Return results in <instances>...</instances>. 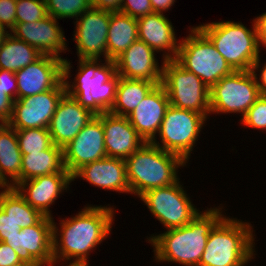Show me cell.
Instances as JSON below:
<instances>
[{
  "instance_id": "8d00e7d4",
  "label": "cell",
  "mask_w": 266,
  "mask_h": 266,
  "mask_svg": "<svg viewBox=\"0 0 266 266\" xmlns=\"http://www.w3.org/2000/svg\"><path fill=\"white\" fill-rule=\"evenodd\" d=\"M17 0H0V24L11 31L16 23Z\"/></svg>"
},
{
  "instance_id": "e575fe53",
  "label": "cell",
  "mask_w": 266,
  "mask_h": 266,
  "mask_svg": "<svg viewBox=\"0 0 266 266\" xmlns=\"http://www.w3.org/2000/svg\"><path fill=\"white\" fill-rule=\"evenodd\" d=\"M244 128L266 131V97L260 96L240 120Z\"/></svg>"
},
{
  "instance_id": "f546056e",
  "label": "cell",
  "mask_w": 266,
  "mask_h": 266,
  "mask_svg": "<svg viewBox=\"0 0 266 266\" xmlns=\"http://www.w3.org/2000/svg\"><path fill=\"white\" fill-rule=\"evenodd\" d=\"M42 55L33 46L9 34L0 46V69L17 72Z\"/></svg>"
},
{
  "instance_id": "4dcf8cb0",
  "label": "cell",
  "mask_w": 266,
  "mask_h": 266,
  "mask_svg": "<svg viewBox=\"0 0 266 266\" xmlns=\"http://www.w3.org/2000/svg\"><path fill=\"white\" fill-rule=\"evenodd\" d=\"M21 154L40 152L53 145L48 128L15 130Z\"/></svg>"
},
{
  "instance_id": "484cf974",
  "label": "cell",
  "mask_w": 266,
  "mask_h": 266,
  "mask_svg": "<svg viewBox=\"0 0 266 266\" xmlns=\"http://www.w3.org/2000/svg\"><path fill=\"white\" fill-rule=\"evenodd\" d=\"M53 173H69L63 163V148L52 145L40 151L22 154L21 181Z\"/></svg>"
},
{
  "instance_id": "4fadbf2b",
  "label": "cell",
  "mask_w": 266,
  "mask_h": 266,
  "mask_svg": "<svg viewBox=\"0 0 266 266\" xmlns=\"http://www.w3.org/2000/svg\"><path fill=\"white\" fill-rule=\"evenodd\" d=\"M23 264L46 266L53 262V218L44 216L37 224L26 227L4 241Z\"/></svg>"
},
{
  "instance_id": "2e32d148",
  "label": "cell",
  "mask_w": 266,
  "mask_h": 266,
  "mask_svg": "<svg viewBox=\"0 0 266 266\" xmlns=\"http://www.w3.org/2000/svg\"><path fill=\"white\" fill-rule=\"evenodd\" d=\"M58 21L48 16L36 22L15 23L10 34L33 46L43 55H52L64 60L60 53L66 54L69 48L64 29L62 30Z\"/></svg>"
},
{
  "instance_id": "e0dca14e",
  "label": "cell",
  "mask_w": 266,
  "mask_h": 266,
  "mask_svg": "<svg viewBox=\"0 0 266 266\" xmlns=\"http://www.w3.org/2000/svg\"><path fill=\"white\" fill-rule=\"evenodd\" d=\"M17 100L54 89L63 80V60L42 55L35 62L15 72Z\"/></svg>"
},
{
  "instance_id": "d4e9b609",
  "label": "cell",
  "mask_w": 266,
  "mask_h": 266,
  "mask_svg": "<svg viewBox=\"0 0 266 266\" xmlns=\"http://www.w3.org/2000/svg\"><path fill=\"white\" fill-rule=\"evenodd\" d=\"M22 154L16 131L8 124L0 130V184L15 187L21 182Z\"/></svg>"
},
{
  "instance_id": "d590c367",
  "label": "cell",
  "mask_w": 266,
  "mask_h": 266,
  "mask_svg": "<svg viewBox=\"0 0 266 266\" xmlns=\"http://www.w3.org/2000/svg\"><path fill=\"white\" fill-rule=\"evenodd\" d=\"M119 12L136 19L154 13L150 0H122Z\"/></svg>"
},
{
  "instance_id": "ac0fdd59",
  "label": "cell",
  "mask_w": 266,
  "mask_h": 266,
  "mask_svg": "<svg viewBox=\"0 0 266 266\" xmlns=\"http://www.w3.org/2000/svg\"><path fill=\"white\" fill-rule=\"evenodd\" d=\"M71 183L70 173H53L21 181L14 188L31 207L44 216L53 217L51 206L64 192L70 190Z\"/></svg>"
},
{
  "instance_id": "277c9868",
  "label": "cell",
  "mask_w": 266,
  "mask_h": 266,
  "mask_svg": "<svg viewBox=\"0 0 266 266\" xmlns=\"http://www.w3.org/2000/svg\"><path fill=\"white\" fill-rule=\"evenodd\" d=\"M225 215L211 230L198 266H247L257 255L254 224Z\"/></svg>"
},
{
  "instance_id": "9a60e30c",
  "label": "cell",
  "mask_w": 266,
  "mask_h": 266,
  "mask_svg": "<svg viewBox=\"0 0 266 266\" xmlns=\"http://www.w3.org/2000/svg\"><path fill=\"white\" fill-rule=\"evenodd\" d=\"M106 157L102 114L95 115L63 148L64 167L71 175L82 166Z\"/></svg>"
},
{
  "instance_id": "ba28073f",
  "label": "cell",
  "mask_w": 266,
  "mask_h": 266,
  "mask_svg": "<svg viewBox=\"0 0 266 266\" xmlns=\"http://www.w3.org/2000/svg\"><path fill=\"white\" fill-rule=\"evenodd\" d=\"M206 121L208 119L203 114L170 105L151 143L180 156L186 163H189L202 129L206 126Z\"/></svg>"
},
{
  "instance_id": "6da1fadb",
  "label": "cell",
  "mask_w": 266,
  "mask_h": 266,
  "mask_svg": "<svg viewBox=\"0 0 266 266\" xmlns=\"http://www.w3.org/2000/svg\"><path fill=\"white\" fill-rule=\"evenodd\" d=\"M113 206L87 204L75 215L59 218V224L52 217L53 262L90 265L91 252L112 234Z\"/></svg>"
},
{
  "instance_id": "ee69618b",
  "label": "cell",
  "mask_w": 266,
  "mask_h": 266,
  "mask_svg": "<svg viewBox=\"0 0 266 266\" xmlns=\"http://www.w3.org/2000/svg\"><path fill=\"white\" fill-rule=\"evenodd\" d=\"M9 34L10 31L7 30L2 24H0V46Z\"/></svg>"
},
{
  "instance_id": "83f0119b",
  "label": "cell",
  "mask_w": 266,
  "mask_h": 266,
  "mask_svg": "<svg viewBox=\"0 0 266 266\" xmlns=\"http://www.w3.org/2000/svg\"><path fill=\"white\" fill-rule=\"evenodd\" d=\"M156 85L152 81L119 77L115 101L109 112L127 117Z\"/></svg>"
},
{
  "instance_id": "9c48e42d",
  "label": "cell",
  "mask_w": 266,
  "mask_h": 266,
  "mask_svg": "<svg viewBox=\"0 0 266 266\" xmlns=\"http://www.w3.org/2000/svg\"><path fill=\"white\" fill-rule=\"evenodd\" d=\"M161 84L171 106L210 118V89L194 73L185 70L175 60H166Z\"/></svg>"
},
{
  "instance_id": "7dc6e473",
  "label": "cell",
  "mask_w": 266,
  "mask_h": 266,
  "mask_svg": "<svg viewBox=\"0 0 266 266\" xmlns=\"http://www.w3.org/2000/svg\"><path fill=\"white\" fill-rule=\"evenodd\" d=\"M19 266H31V265H28V264H23V265H19Z\"/></svg>"
},
{
  "instance_id": "b9f144b4",
  "label": "cell",
  "mask_w": 266,
  "mask_h": 266,
  "mask_svg": "<svg viewBox=\"0 0 266 266\" xmlns=\"http://www.w3.org/2000/svg\"><path fill=\"white\" fill-rule=\"evenodd\" d=\"M122 0H91V6L96 9L119 12Z\"/></svg>"
},
{
  "instance_id": "7402d4cb",
  "label": "cell",
  "mask_w": 266,
  "mask_h": 266,
  "mask_svg": "<svg viewBox=\"0 0 266 266\" xmlns=\"http://www.w3.org/2000/svg\"><path fill=\"white\" fill-rule=\"evenodd\" d=\"M79 178L104 191L130 194L126 162L123 159L106 157L86 164L72 175V182Z\"/></svg>"
},
{
  "instance_id": "8992f818",
  "label": "cell",
  "mask_w": 266,
  "mask_h": 266,
  "mask_svg": "<svg viewBox=\"0 0 266 266\" xmlns=\"http://www.w3.org/2000/svg\"><path fill=\"white\" fill-rule=\"evenodd\" d=\"M251 25L252 29H249L240 21L229 20L202 23L197 27L211 40L234 71H248L262 56L253 20Z\"/></svg>"
},
{
  "instance_id": "52a82bcc",
  "label": "cell",
  "mask_w": 266,
  "mask_h": 266,
  "mask_svg": "<svg viewBox=\"0 0 266 266\" xmlns=\"http://www.w3.org/2000/svg\"><path fill=\"white\" fill-rule=\"evenodd\" d=\"M188 31L189 34L180 40L175 61L185 70L198 76L211 89L234 70L196 25Z\"/></svg>"
},
{
  "instance_id": "d6986e66",
  "label": "cell",
  "mask_w": 266,
  "mask_h": 266,
  "mask_svg": "<svg viewBox=\"0 0 266 266\" xmlns=\"http://www.w3.org/2000/svg\"><path fill=\"white\" fill-rule=\"evenodd\" d=\"M156 56V52L150 46L137 40L114 60L116 73L126 79L147 80L161 84L164 60L161 59L160 65Z\"/></svg>"
},
{
  "instance_id": "f1b7e54d",
  "label": "cell",
  "mask_w": 266,
  "mask_h": 266,
  "mask_svg": "<svg viewBox=\"0 0 266 266\" xmlns=\"http://www.w3.org/2000/svg\"><path fill=\"white\" fill-rule=\"evenodd\" d=\"M0 208L21 229L37 224L44 215L31 207L13 187L0 188Z\"/></svg>"
},
{
  "instance_id": "7bdbcfd3",
  "label": "cell",
  "mask_w": 266,
  "mask_h": 266,
  "mask_svg": "<svg viewBox=\"0 0 266 266\" xmlns=\"http://www.w3.org/2000/svg\"><path fill=\"white\" fill-rule=\"evenodd\" d=\"M177 0H150L153 12L165 14L172 9Z\"/></svg>"
},
{
  "instance_id": "60d3db41",
  "label": "cell",
  "mask_w": 266,
  "mask_h": 266,
  "mask_svg": "<svg viewBox=\"0 0 266 266\" xmlns=\"http://www.w3.org/2000/svg\"><path fill=\"white\" fill-rule=\"evenodd\" d=\"M259 47L266 49V12L253 19Z\"/></svg>"
},
{
  "instance_id": "74e56055",
  "label": "cell",
  "mask_w": 266,
  "mask_h": 266,
  "mask_svg": "<svg viewBox=\"0 0 266 266\" xmlns=\"http://www.w3.org/2000/svg\"><path fill=\"white\" fill-rule=\"evenodd\" d=\"M20 230L21 228L0 208V242H4L8 237H13Z\"/></svg>"
},
{
  "instance_id": "f6af8a7d",
  "label": "cell",
  "mask_w": 266,
  "mask_h": 266,
  "mask_svg": "<svg viewBox=\"0 0 266 266\" xmlns=\"http://www.w3.org/2000/svg\"><path fill=\"white\" fill-rule=\"evenodd\" d=\"M56 265L58 266L57 262H52L51 264L46 265V266H56ZM60 265L61 266H89L87 264H73V263H66V265H65V263L64 264L63 263H60Z\"/></svg>"
},
{
  "instance_id": "44dd1931",
  "label": "cell",
  "mask_w": 266,
  "mask_h": 266,
  "mask_svg": "<svg viewBox=\"0 0 266 266\" xmlns=\"http://www.w3.org/2000/svg\"><path fill=\"white\" fill-rule=\"evenodd\" d=\"M138 40L145 42L157 54L162 52V59L175 60L180 40L175 27L164 14L151 13L137 19Z\"/></svg>"
},
{
  "instance_id": "cb8c5ba5",
  "label": "cell",
  "mask_w": 266,
  "mask_h": 266,
  "mask_svg": "<svg viewBox=\"0 0 266 266\" xmlns=\"http://www.w3.org/2000/svg\"><path fill=\"white\" fill-rule=\"evenodd\" d=\"M102 126L107 157L126 160L145 143L127 117L104 112Z\"/></svg>"
},
{
  "instance_id": "3957f363",
  "label": "cell",
  "mask_w": 266,
  "mask_h": 266,
  "mask_svg": "<svg viewBox=\"0 0 266 266\" xmlns=\"http://www.w3.org/2000/svg\"><path fill=\"white\" fill-rule=\"evenodd\" d=\"M74 80L73 64L63 60L66 93L95 115L109 112L114 104L119 76L113 60L78 59ZM104 62V63H103ZM72 65V66H71ZM71 80V81H70Z\"/></svg>"
},
{
  "instance_id": "ffe728a7",
  "label": "cell",
  "mask_w": 266,
  "mask_h": 266,
  "mask_svg": "<svg viewBox=\"0 0 266 266\" xmlns=\"http://www.w3.org/2000/svg\"><path fill=\"white\" fill-rule=\"evenodd\" d=\"M94 116L95 114L66 93L60 100L48 127L53 144L64 148Z\"/></svg>"
},
{
  "instance_id": "5bb4252c",
  "label": "cell",
  "mask_w": 266,
  "mask_h": 266,
  "mask_svg": "<svg viewBox=\"0 0 266 266\" xmlns=\"http://www.w3.org/2000/svg\"><path fill=\"white\" fill-rule=\"evenodd\" d=\"M66 94L64 80L54 89L14 101L7 124L15 130L48 128L57 106Z\"/></svg>"
},
{
  "instance_id": "836d02e7",
  "label": "cell",
  "mask_w": 266,
  "mask_h": 266,
  "mask_svg": "<svg viewBox=\"0 0 266 266\" xmlns=\"http://www.w3.org/2000/svg\"><path fill=\"white\" fill-rule=\"evenodd\" d=\"M48 17L45 0H17L16 23H31Z\"/></svg>"
},
{
  "instance_id": "ab89813d",
  "label": "cell",
  "mask_w": 266,
  "mask_h": 266,
  "mask_svg": "<svg viewBox=\"0 0 266 266\" xmlns=\"http://www.w3.org/2000/svg\"><path fill=\"white\" fill-rule=\"evenodd\" d=\"M251 71L256 78L260 96L266 97V62L261 63V57H259L254 62Z\"/></svg>"
},
{
  "instance_id": "5b68a950",
  "label": "cell",
  "mask_w": 266,
  "mask_h": 266,
  "mask_svg": "<svg viewBox=\"0 0 266 266\" xmlns=\"http://www.w3.org/2000/svg\"><path fill=\"white\" fill-rule=\"evenodd\" d=\"M125 162L130 194L138 198L148 190L176 183L179 168L189 165L151 142H145Z\"/></svg>"
},
{
  "instance_id": "d6a6232c",
  "label": "cell",
  "mask_w": 266,
  "mask_h": 266,
  "mask_svg": "<svg viewBox=\"0 0 266 266\" xmlns=\"http://www.w3.org/2000/svg\"><path fill=\"white\" fill-rule=\"evenodd\" d=\"M17 100V79L15 72L0 69V117L8 122Z\"/></svg>"
},
{
  "instance_id": "7a4b0ae2",
  "label": "cell",
  "mask_w": 266,
  "mask_h": 266,
  "mask_svg": "<svg viewBox=\"0 0 266 266\" xmlns=\"http://www.w3.org/2000/svg\"><path fill=\"white\" fill-rule=\"evenodd\" d=\"M223 205L207 207L182 227L149 234L146 242L153 247L154 262L198 266L211 230L226 215Z\"/></svg>"
},
{
  "instance_id": "f35d334b",
  "label": "cell",
  "mask_w": 266,
  "mask_h": 266,
  "mask_svg": "<svg viewBox=\"0 0 266 266\" xmlns=\"http://www.w3.org/2000/svg\"><path fill=\"white\" fill-rule=\"evenodd\" d=\"M23 265L17 253L6 243L0 242V266Z\"/></svg>"
},
{
  "instance_id": "603a6c76",
  "label": "cell",
  "mask_w": 266,
  "mask_h": 266,
  "mask_svg": "<svg viewBox=\"0 0 266 266\" xmlns=\"http://www.w3.org/2000/svg\"><path fill=\"white\" fill-rule=\"evenodd\" d=\"M169 106L164 86L157 84L127 118L144 141L151 142L156 137Z\"/></svg>"
},
{
  "instance_id": "8fae6325",
  "label": "cell",
  "mask_w": 266,
  "mask_h": 266,
  "mask_svg": "<svg viewBox=\"0 0 266 266\" xmlns=\"http://www.w3.org/2000/svg\"><path fill=\"white\" fill-rule=\"evenodd\" d=\"M259 97L253 72L233 71L210 89V115L240 114L241 120Z\"/></svg>"
},
{
  "instance_id": "bcb514c9",
  "label": "cell",
  "mask_w": 266,
  "mask_h": 266,
  "mask_svg": "<svg viewBox=\"0 0 266 266\" xmlns=\"http://www.w3.org/2000/svg\"><path fill=\"white\" fill-rule=\"evenodd\" d=\"M6 125H7V122L3 118L0 117V130L4 128Z\"/></svg>"
},
{
  "instance_id": "4316f807",
  "label": "cell",
  "mask_w": 266,
  "mask_h": 266,
  "mask_svg": "<svg viewBox=\"0 0 266 266\" xmlns=\"http://www.w3.org/2000/svg\"><path fill=\"white\" fill-rule=\"evenodd\" d=\"M138 40L137 19L120 12H111L108 38V60H115Z\"/></svg>"
},
{
  "instance_id": "1f68e13d",
  "label": "cell",
  "mask_w": 266,
  "mask_h": 266,
  "mask_svg": "<svg viewBox=\"0 0 266 266\" xmlns=\"http://www.w3.org/2000/svg\"><path fill=\"white\" fill-rule=\"evenodd\" d=\"M48 16L55 19L76 20L83 12L90 9L91 0H45Z\"/></svg>"
},
{
  "instance_id": "30bf717a",
  "label": "cell",
  "mask_w": 266,
  "mask_h": 266,
  "mask_svg": "<svg viewBox=\"0 0 266 266\" xmlns=\"http://www.w3.org/2000/svg\"><path fill=\"white\" fill-rule=\"evenodd\" d=\"M180 179L171 185L146 191L139 198L165 230L187 225L199 212Z\"/></svg>"
},
{
  "instance_id": "7c38bea8",
  "label": "cell",
  "mask_w": 266,
  "mask_h": 266,
  "mask_svg": "<svg viewBox=\"0 0 266 266\" xmlns=\"http://www.w3.org/2000/svg\"><path fill=\"white\" fill-rule=\"evenodd\" d=\"M111 11L91 7L74 22V47L78 59L108 60L107 38Z\"/></svg>"
}]
</instances>
